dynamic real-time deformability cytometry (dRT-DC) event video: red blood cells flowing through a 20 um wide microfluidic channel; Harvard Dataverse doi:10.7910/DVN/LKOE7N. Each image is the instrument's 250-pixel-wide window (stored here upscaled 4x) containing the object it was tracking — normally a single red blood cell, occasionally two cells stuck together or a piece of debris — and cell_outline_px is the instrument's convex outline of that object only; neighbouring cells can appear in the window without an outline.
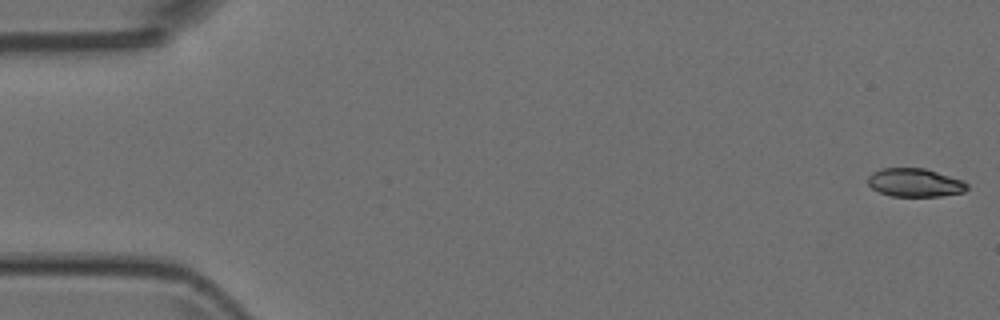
{"species": "Egyptian fruit bat (a non-hibernating species)", "species_latin": "Rousettus aegyptiacus", "temperature_condition": "room temperature", "stored_images_in_passage": 5, "camera_frame_rate_fps": 3000, "um_per_image_px": 0.085, "animal": {"sex": "female"}, "frame": {"image": 1, "passage_image": 1, "time_ms": 0.0, "image_size_px": [1000, 320], "cell_outline_px": [[968, 188], [964, 192], [940, 196], [892, 196], [880, 192], [872, 188], [868, 184], [868, 176], [872, 172], [880, 168], [924, 168], [964, 180], [968, 184]], "centroid_in_image_um": [77.77, 15.51], "position_along_channel_um": 7.2, "area_um2": 16.47}}
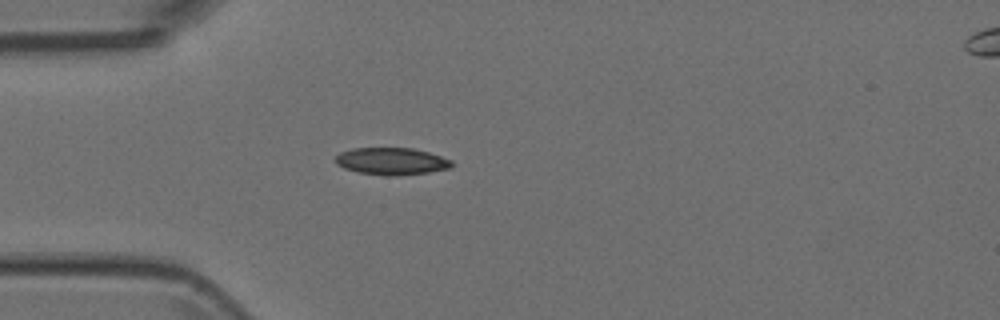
{"frame": {"image": 2, "passage_image": 5, "time_ms": 1.333, "image_size_px": [1000, 320], "cell_outline_px": [[452, 168], [428, 172], [396, 176], [392, 176], [360, 172], [344, 168], [336, 164], [336, 156], [340, 152], [352, 148], [412, 148], [428, 152], [452, 160]], "centroid_in_image_um": [33.29, 13.7], "position_along_channel_um": 51.7, "area_um2": 18.26}}